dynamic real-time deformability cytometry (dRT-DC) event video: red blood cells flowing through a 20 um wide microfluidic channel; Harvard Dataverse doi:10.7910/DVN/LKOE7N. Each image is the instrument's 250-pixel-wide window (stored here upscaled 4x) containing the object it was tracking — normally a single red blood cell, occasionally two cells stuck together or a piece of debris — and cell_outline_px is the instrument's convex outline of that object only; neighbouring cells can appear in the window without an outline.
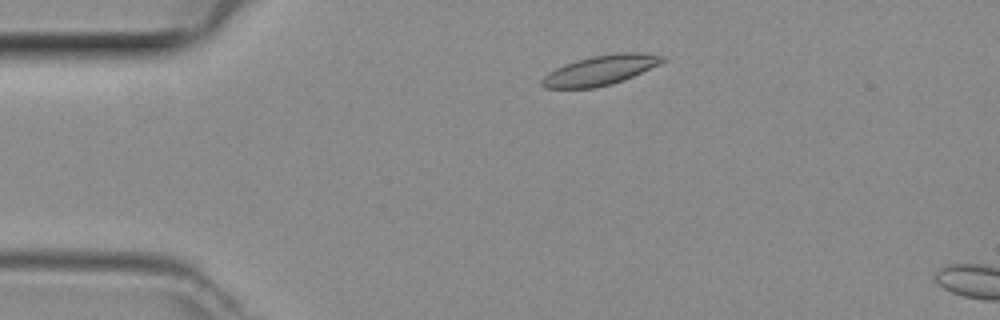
{"species": "common noctule bat (a hibernating species)", "species_latin": "Nyctalus noctula", "temperature_condition": "room temperature", "stored_images_in_passage": 9, "camera_frame_rate_fps": 3000, "um_per_image_px": 0.085, "animal": {"sex": "female", "body_mass_g": 29.2, "forearm_length_mm": 56.3}, "frame": {"image": 1, "passage_image": 6, "time_ms": 1.667, "image_size_px": [1000, 320], "cell_outline_px": [[668, 60], [660, 64], [624, 80], [612, 84], [596, 88], [544, 88], [540, 84], [540, 80], [548, 72], [564, 64], [576, 60], [592, 56], [616, 52], [640, 52], [668, 56]], "centroid_in_image_um": [51.07, 5.96], "position_along_channel_um": 33.9, "area_um2": 21.27}}